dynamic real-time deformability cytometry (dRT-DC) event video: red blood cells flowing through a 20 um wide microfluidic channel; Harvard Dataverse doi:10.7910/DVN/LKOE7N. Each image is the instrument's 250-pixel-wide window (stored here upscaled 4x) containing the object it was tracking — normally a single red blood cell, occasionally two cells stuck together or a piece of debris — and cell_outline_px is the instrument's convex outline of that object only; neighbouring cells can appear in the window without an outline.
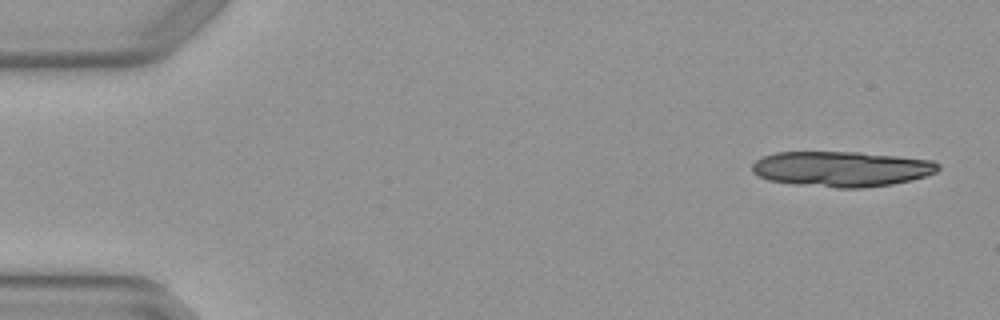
{"species": "Egyptian fruit bat (a non-hibernating species)", "species_latin": "Rousettus aegyptiacus", "temperature_condition": "warm", "stored_images_in_passage": 8, "camera_frame_rate_fps": 3000, "um_per_image_px": 0.085, "animal": {"sex": "female"}, "frame": {"image": 1, "passage_image": 1, "time_ms": 0.0, "image_size_px": [1000, 320], "cell_outline_px": [[940, 168], [936, 172], [928, 176], [912, 180], [892, 184], [864, 188], [836, 188], [796, 184], [768, 180], [752, 172], [752, 164], [756, 160], [764, 156], [776, 152], [860, 152], [936, 160], [940, 164]], "centroid_in_image_um": [71.59, 14.36], "position_along_channel_um": 13.4, "area_um2": 38.67}}